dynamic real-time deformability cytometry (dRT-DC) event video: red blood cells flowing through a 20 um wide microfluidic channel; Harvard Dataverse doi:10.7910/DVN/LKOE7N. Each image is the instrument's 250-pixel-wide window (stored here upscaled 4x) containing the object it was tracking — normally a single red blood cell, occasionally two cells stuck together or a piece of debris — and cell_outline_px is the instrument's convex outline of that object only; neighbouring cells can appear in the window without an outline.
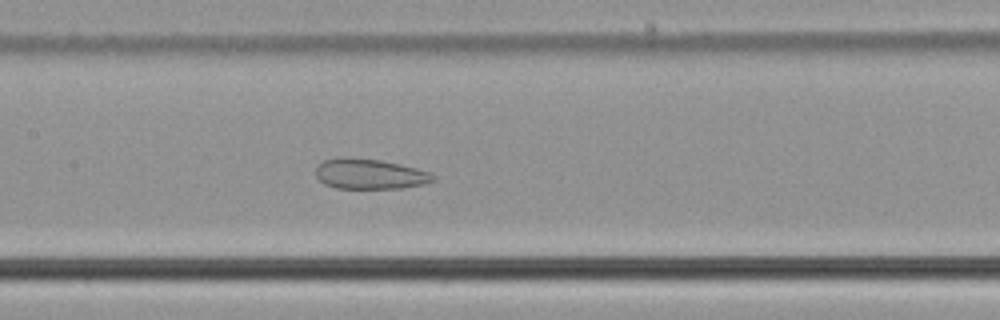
{"species": "common noctule bat (a hibernating species)", "species_latin": "Nyctalus noctula", "temperature_condition": "cold", "stored_images_in_passage": 42, "camera_frame_rate_fps": 3000, "um_per_image_px": 0.085, "animal": {"sex": "male", "body_mass_g": 21.5, "forearm_length_mm": 52.0}, "frame": {"image": 1, "passage_image": 17, "time_ms": 5.333, "image_size_px": [1000, 320], "cell_outline_px": [[436, 180], [424, 184], [400, 188], [336, 188], [324, 184], [316, 176], [316, 168], [324, 160], [340, 156], [344, 156], [380, 160], [400, 164], [416, 168], [428, 172], [436, 176]], "centroid_in_image_um": [31.42, 14.78], "position_along_channel_um": 176.0, "area_um2": 20.75}}
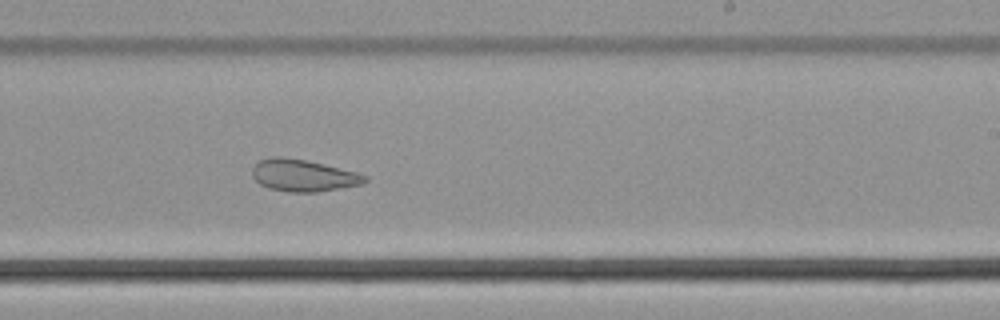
{"frame": {"image": 2, "passage_image": 24, "time_ms": 7.667, "image_size_px": [1000, 320], "cell_outline_px": [[368, 180], [364, 184], [316, 192], [288, 192], [268, 188], [260, 184], [252, 176], [252, 168], [260, 160], [272, 156], [280, 156], [304, 160], [356, 172], [368, 176]], "centroid_in_image_um": [25.77, 14.92], "position_along_channel_um": 263.2, "area_um2": 20.87}}
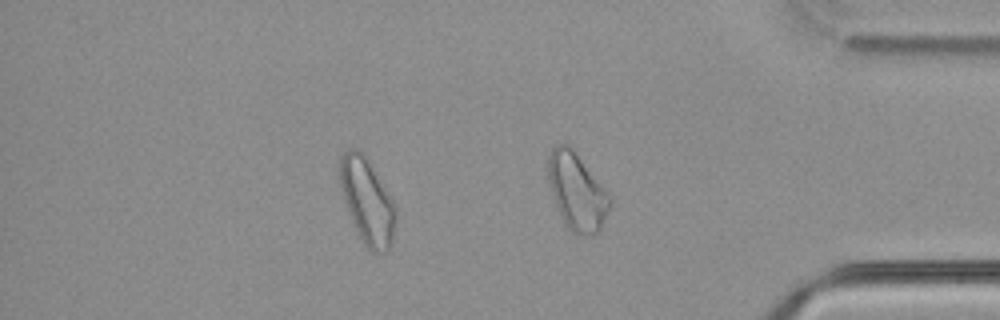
{"frame": {"image": 3, "passage_image": 35, "time_ms": 11.333, "image_size_px": [1000, 320], "cell_outline_px": [[396, 224], [392, 240], [388, 248], [384, 252], [372, 252], [364, 244], [348, 212], [344, 200], [336, 172], [336, 164], [340, 156], [348, 148], [356, 148], [364, 156], [392, 200], [396, 208]], "centroid_in_image_um": [31.15, 17.07], "position_along_channel_um": 404.0, "area_um2": 27.57}, "authors_computed_cell_mechanics": {"area_um2": 24.9696, "velocity_mm_per_s": 3.7503, "shape_relaxation_time_tau1_ms": null, "shape_relaxation_time_tau2_ms": 2.2982, "deformation_change_tau1": null, "deformation_change_tau2": 0.0934}}